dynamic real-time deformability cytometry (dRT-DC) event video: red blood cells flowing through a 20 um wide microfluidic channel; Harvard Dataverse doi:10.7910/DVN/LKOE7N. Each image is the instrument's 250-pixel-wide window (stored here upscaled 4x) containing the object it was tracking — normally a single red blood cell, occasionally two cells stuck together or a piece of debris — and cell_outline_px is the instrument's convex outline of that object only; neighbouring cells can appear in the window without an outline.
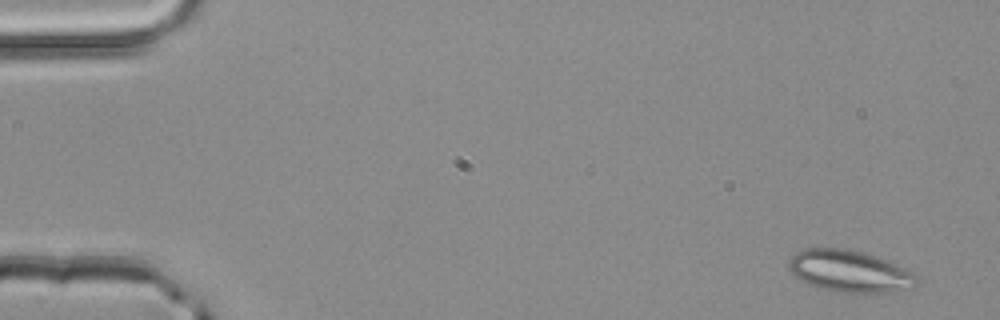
{"species": "common noctule bat (a hibernating species)", "species_latin": "Nyctalus noctula", "temperature_condition": "room temperature", "stored_images_in_passage": 4, "camera_frame_rate_fps": 3000, "um_per_image_px": 0.085, "animal": {"sex": "male", "body_mass_g": 20.4}, "frame": {"image": 1, "passage_image": 1, "time_ms": 0.0, "image_size_px": [1000, 320], "cell_outline_px": [[920, 284], [912, 288], [888, 292], [840, 292], [820, 288], [808, 284], [796, 276], [788, 268], [788, 260], [796, 252], [804, 248], [848, 248], [864, 252], [884, 260], [912, 272], [920, 276]], "centroid_in_image_um": [72.23, 23.05], "position_along_channel_um": 12.8, "area_um2": 31.15}}